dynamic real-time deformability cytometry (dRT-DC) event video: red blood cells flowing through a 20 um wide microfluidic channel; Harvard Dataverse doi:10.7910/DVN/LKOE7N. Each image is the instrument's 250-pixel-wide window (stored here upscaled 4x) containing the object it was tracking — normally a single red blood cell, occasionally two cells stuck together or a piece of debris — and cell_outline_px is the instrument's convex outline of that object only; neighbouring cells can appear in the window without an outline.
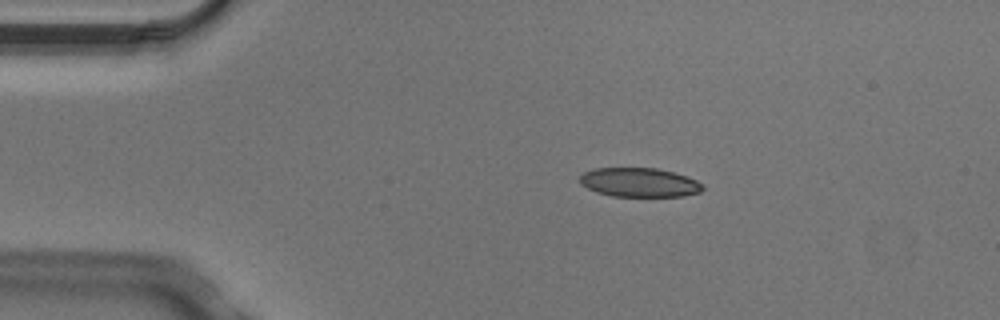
{"species": "Egyptian fruit bat (a non-hibernating species)", "species_latin": "Rousettus aegyptiacus", "temperature_condition": "cold", "stored_images_in_passage": 5, "camera_frame_rate_fps": 3000, "um_per_image_px": 0.085, "animal": {"sex": "male"}, "frame": {"image": 1, "passage_image": 1, "time_ms": 0.0, "image_size_px": [1000, 320], "cell_outline_px": [[704, 188], [700, 192], [684, 196], [612, 196], [596, 192], [580, 184], [580, 176], [584, 172], [596, 168], [656, 168], [688, 176], [704, 184]], "centroid_in_image_um": [54.36, 15.51], "position_along_channel_um": 30.6, "area_um2": 20.87}}
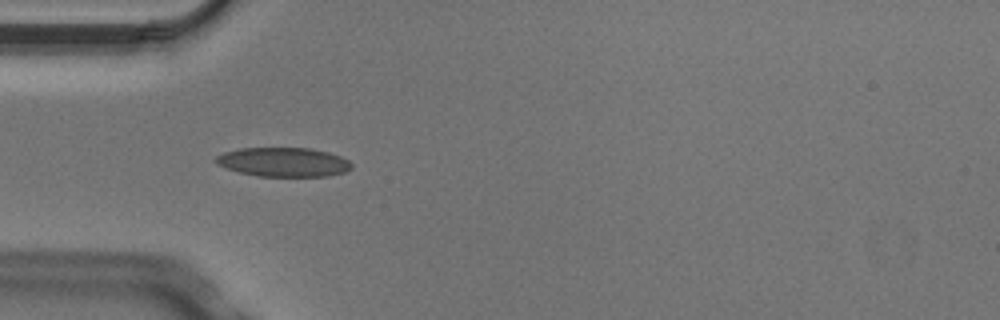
{"frame": {"image": 2, "passage_image": 2, "time_ms": 0.333, "image_size_px": [1000, 320], "cell_outline_px": [[352, 168], [344, 172], [328, 176], [256, 176], [224, 168], [216, 164], [212, 160], [216, 156], [224, 152], [240, 148], [312, 148], [328, 152], [340, 156], [348, 160], [352, 164]], "centroid_in_image_um": [24.06, 13.77], "position_along_channel_um": 60.9, "area_um2": 23.24}}
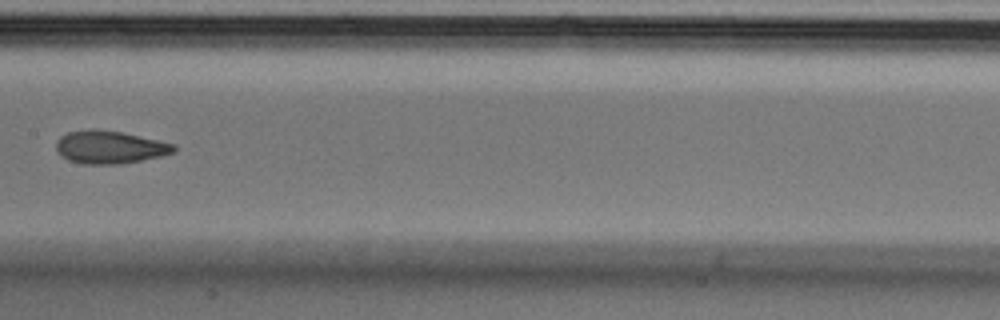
{"frame": {"image": 3, "passage_image": 5, "time_ms": 1.333, "image_size_px": [1000, 320], "cell_outline_px": [[176, 148], [172, 152], [160, 156], [120, 164], [80, 164], [68, 160], [60, 156], [56, 152], [56, 140], [60, 136], [68, 132], [92, 128], [96, 128], [120, 132], [176, 144]], "centroid_in_image_um": [9.25, 12.51], "position_along_channel_um": 198.1, "area_um2": 22.6}}